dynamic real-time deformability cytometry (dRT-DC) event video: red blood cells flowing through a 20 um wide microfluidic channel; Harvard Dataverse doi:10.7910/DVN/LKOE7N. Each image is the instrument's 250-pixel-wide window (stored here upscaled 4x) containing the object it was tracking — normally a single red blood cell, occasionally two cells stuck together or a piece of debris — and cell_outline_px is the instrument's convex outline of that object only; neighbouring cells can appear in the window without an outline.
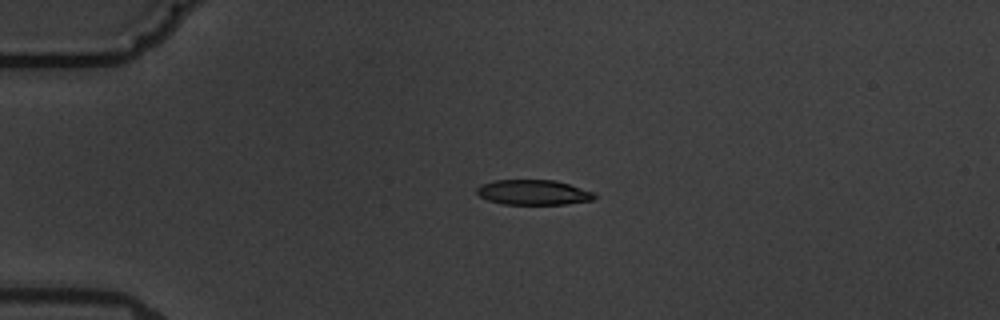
{"species": "common noctule bat (a hibernating species)", "species_latin": "Nyctalus noctula", "temperature_condition": "warm", "stored_images_in_passage": 5, "camera_frame_rate_fps": 3000, "um_per_image_px": 0.085, "animal": {"sex": "male", "body_mass_g": 19.5, "forearm_length_mm": 54.6}, "frame": {"image": 1, "passage_image": 4, "time_ms": 3.333, "image_size_px": [1000, 320], "cell_outline_px": [[596, 196], [592, 200], [568, 204], [504, 204], [488, 200], [480, 196], [476, 192], [476, 188], [480, 184], [496, 180], [556, 180], [596, 192]], "centroid_in_image_um": [45.36, 16.35], "position_along_channel_um": 39.6, "area_um2": 17.28}}
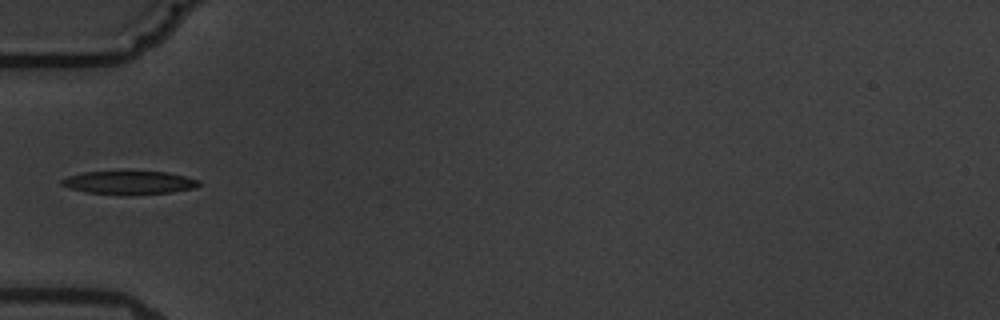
{"frame": {"image": 2, "passage_image": 5, "time_ms": 5.333, "image_size_px": [1000, 320], "cell_outline_px": [[200, 184], [196, 188], [172, 192], [132, 196], [84, 192], [60, 184], [60, 180], [68, 176], [84, 172], [168, 172], [200, 180]], "centroid_in_image_um": [11.01, 15.54], "position_along_channel_um": 74.0, "area_um2": 18.79}}